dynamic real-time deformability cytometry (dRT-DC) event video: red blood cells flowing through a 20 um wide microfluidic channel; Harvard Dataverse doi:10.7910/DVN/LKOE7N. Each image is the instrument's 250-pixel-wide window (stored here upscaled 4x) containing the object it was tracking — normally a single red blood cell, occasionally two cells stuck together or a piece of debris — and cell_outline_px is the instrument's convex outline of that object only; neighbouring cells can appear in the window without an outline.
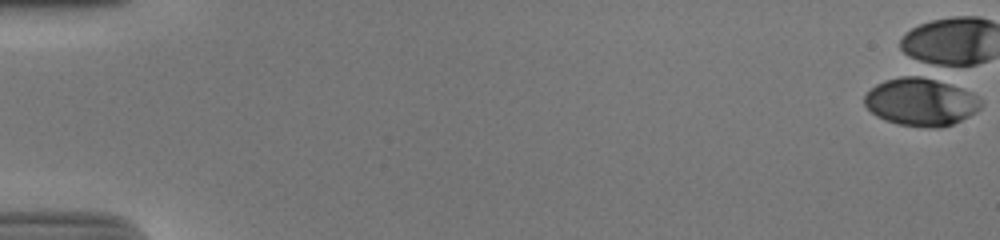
{"species": "human", "species_latin": "Homo sapiens", "temperature_condition": "cold", "stored_images_in_passage": 44, "camera_frame_rate_fps": 3000, "um_per_image_px": 0.085, "donor": {"sex": "male"}, "frame": {"image": 1, "passage_image": 1, "time_ms": 0.0, "image_size_px": [1000, 240], "cell_outline_px": [[956, 120], [948, 124], [912, 124], [892, 120], [876, 112], [868, 104], [868, 96], [880, 84], [892, 80], [928, 80], [940, 84], [956, 116]], "centroid_in_image_um": [77.56, 8.7], "position_along_channel_um": 7.4, "area_um2": 22.2}}